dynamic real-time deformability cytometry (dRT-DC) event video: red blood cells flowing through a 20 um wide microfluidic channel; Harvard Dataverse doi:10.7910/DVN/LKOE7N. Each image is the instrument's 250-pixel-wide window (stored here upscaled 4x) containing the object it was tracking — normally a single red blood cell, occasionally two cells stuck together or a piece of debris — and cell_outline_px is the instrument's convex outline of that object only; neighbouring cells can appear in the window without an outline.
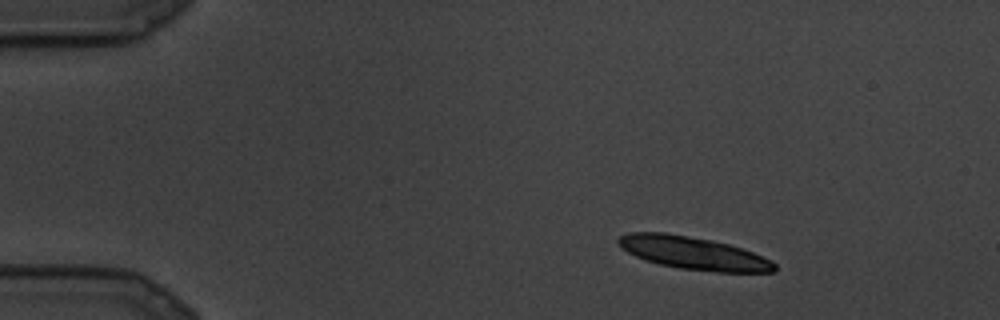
{"species": "common noctule bat (a hibernating species)", "species_latin": "Nyctalus noctula", "temperature_condition": "cold", "stored_images_in_passage": 7, "camera_frame_rate_fps": 3000, "um_per_image_px": 0.085, "animal": {"sex": "male", "body_mass_g": 19.5, "forearm_length_mm": 54.6}, "frame": {"image": 1, "passage_image": 1, "time_ms": 0.0, "image_size_px": [1000, 320], "cell_outline_px": [[776, 272], [716, 272], [680, 268], [660, 264], [644, 260], [620, 248], [616, 240], [620, 236], [628, 232], [664, 232], [712, 240], [728, 244], [752, 252], [772, 260], [776, 264]], "centroid_in_image_um": [58.92, 21.51], "position_along_channel_um": 26.1, "area_um2": 29.82}}